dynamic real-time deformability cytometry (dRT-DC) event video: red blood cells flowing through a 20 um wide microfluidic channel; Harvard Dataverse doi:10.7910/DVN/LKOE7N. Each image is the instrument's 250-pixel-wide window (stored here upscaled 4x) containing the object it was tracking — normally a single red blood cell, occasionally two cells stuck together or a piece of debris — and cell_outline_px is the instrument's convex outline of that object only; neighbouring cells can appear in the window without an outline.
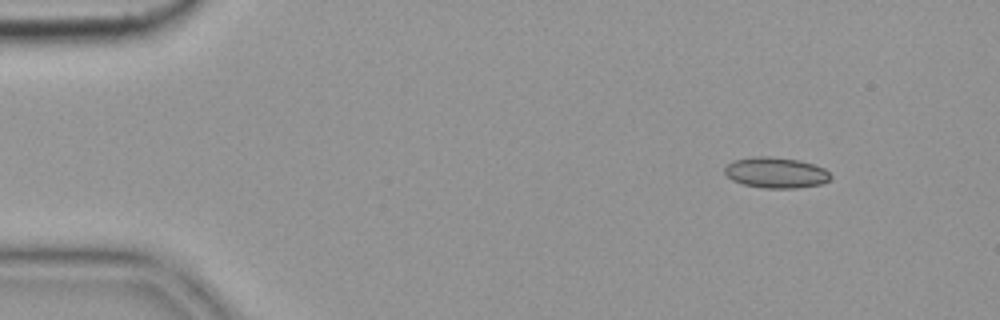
{"species": "common noctule bat (a hibernating species)", "species_latin": "Nyctalus noctula", "temperature_condition": "cold", "stored_images_in_passage": 6, "camera_frame_rate_fps": 3000, "um_per_image_px": 0.085, "animal": {"sex": "female", "body_mass_g": 19.9}, "frame": {"image": 1, "passage_image": 2, "time_ms": 0.333, "image_size_px": [1000, 320], "cell_outline_px": [[832, 176], [828, 180], [820, 184], [796, 188], [764, 188], [744, 184], [732, 180], [724, 172], [724, 168], [732, 160], [752, 156], [772, 156], [800, 160], [824, 168]], "centroid_in_image_um": [65.93, 14.66], "position_along_channel_um": 19.1, "area_um2": 19.02}}
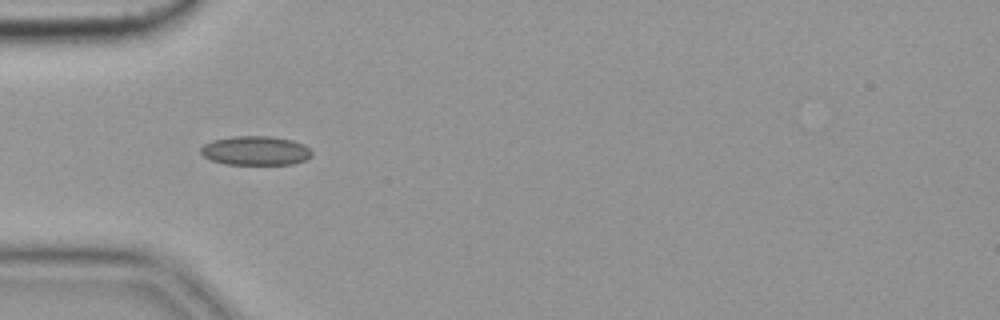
{"frame": {"image": 2, "passage_image": 5, "time_ms": 1.333, "image_size_px": [1000, 320], "cell_outline_px": [[312, 156], [304, 160], [292, 164], [224, 164], [212, 160], [204, 156], [200, 152], [200, 148], [204, 144], [212, 140], [232, 136], [272, 136], [292, 140], [304, 144], [312, 152]], "centroid_in_image_um": [21.71, 12.8], "position_along_channel_um": 63.3, "area_um2": 18.9}}
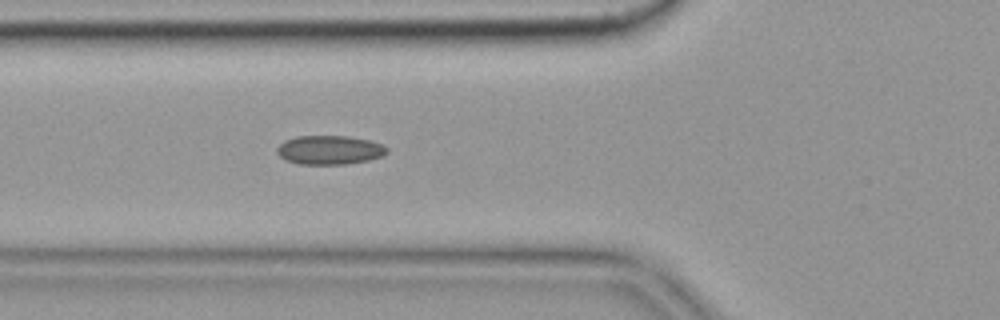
{"frame": {"image": 3, "passage_image": 6, "time_ms": 1.667, "image_size_px": [1000, 320], "cell_outline_px": [[388, 152], [384, 156], [368, 160], [344, 164], [300, 164], [284, 160], [276, 152], [276, 148], [284, 140], [296, 136], [348, 136], [368, 140], [380, 144], [388, 148]], "centroid_in_image_um": [27.99, 12.75], "position_along_channel_um": 97.8, "area_um2": 18.61}}